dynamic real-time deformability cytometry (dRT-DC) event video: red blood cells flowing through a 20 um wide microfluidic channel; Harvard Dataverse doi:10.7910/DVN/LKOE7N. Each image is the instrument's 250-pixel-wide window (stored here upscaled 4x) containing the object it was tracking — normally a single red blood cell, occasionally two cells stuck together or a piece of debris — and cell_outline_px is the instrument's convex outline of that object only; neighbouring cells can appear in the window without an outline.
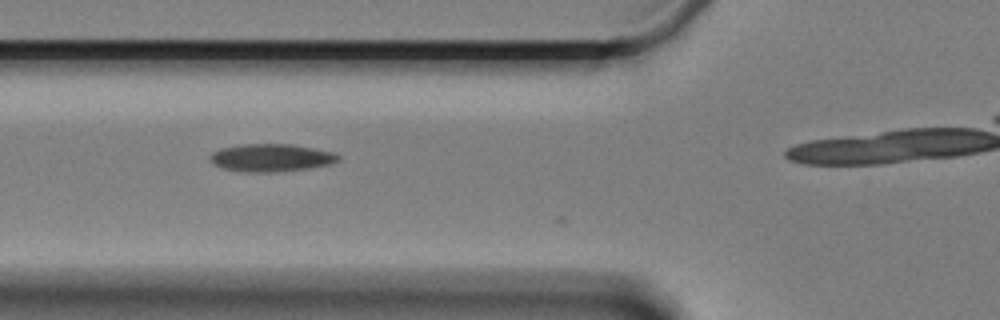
{"species": "Egyptian fruit bat (a non-hibernating species)", "species_latin": "Rousettus aegyptiacus", "temperature_condition": "cold", "stored_images_in_passage": 9, "camera_frame_rate_fps": 3000, "um_per_image_px": 0.085, "animal": {"sex": "female"}, "frame": {"image": 1, "passage_image": 5, "time_ms": 1.333, "image_size_px": [1000, 320], "cell_outline_px": [[340, 160], [332, 164], [308, 168], [276, 172], [244, 172], [224, 168], [216, 164], [208, 156], [212, 152], [220, 148], [244, 144], [292, 144], [332, 152], [340, 156]], "centroid_in_image_um": [23.07, 13.4], "position_along_channel_um": 102.7, "area_um2": 20.58}}
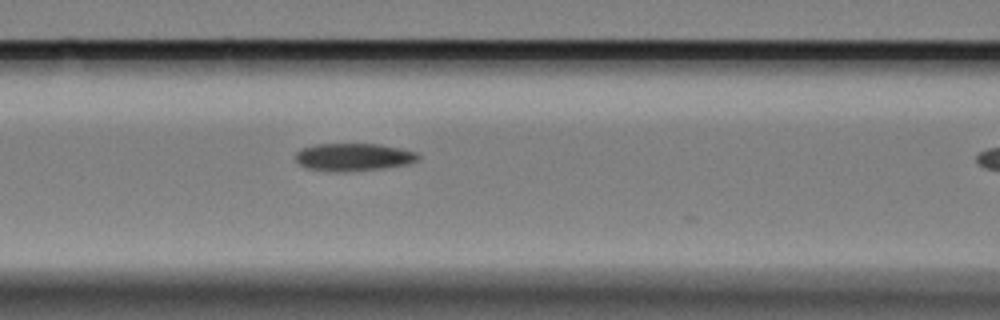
{"frame": {"image": 2, "passage_image": 8, "time_ms": 2.333, "image_size_px": [1000, 320], "cell_outline_px": [[420, 160], [408, 164], [384, 168], [308, 168], [300, 164], [296, 160], [296, 152], [300, 148], [316, 144], [376, 144], [400, 148], [416, 152], [420, 156]], "centroid_in_image_um": [30.11, 13.28], "position_along_channel_um": 136.5, "area_um2": 18.61}}